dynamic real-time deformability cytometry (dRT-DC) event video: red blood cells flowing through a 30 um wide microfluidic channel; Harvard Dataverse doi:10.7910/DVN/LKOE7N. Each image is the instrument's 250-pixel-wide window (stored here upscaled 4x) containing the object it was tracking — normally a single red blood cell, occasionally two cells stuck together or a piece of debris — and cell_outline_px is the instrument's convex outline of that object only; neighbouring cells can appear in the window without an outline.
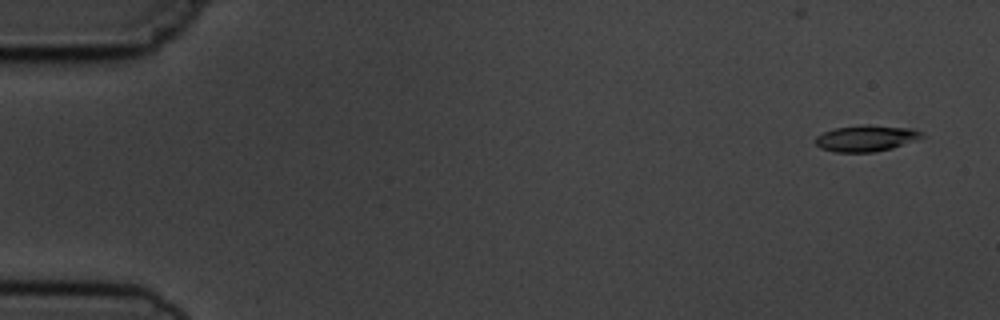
{"species": "common noctule bat (a hibernating species)", "species_latin": "Nyctalus noctula", "temperature_condition": "cold", "stored_images_in_passage": 6, "camera_frame_rate_fps": 3000, "um_per_image_px": 0.085, "animal": {"sex": "male", "body_mass_g": 19.5, "forearm_length_mm": 54.6}, "frame": {"image": 1, "passage_image": 1, "time_ms": 0.0, "image_size_px": [1000, 320], "cell_outline_px": [[924, 136], [916, 140], [892, 148], [872, 152], [836, 152], [820, 148], [816, 144], [816, 136], [824, 132], [836, 128], [864, 124], [868, 124], [912, 128], [924, 132]], "centroid_in_image_um": [73.65, 11.74], "position_along_channel_um": 11.4, "area_um2": 16.3}}